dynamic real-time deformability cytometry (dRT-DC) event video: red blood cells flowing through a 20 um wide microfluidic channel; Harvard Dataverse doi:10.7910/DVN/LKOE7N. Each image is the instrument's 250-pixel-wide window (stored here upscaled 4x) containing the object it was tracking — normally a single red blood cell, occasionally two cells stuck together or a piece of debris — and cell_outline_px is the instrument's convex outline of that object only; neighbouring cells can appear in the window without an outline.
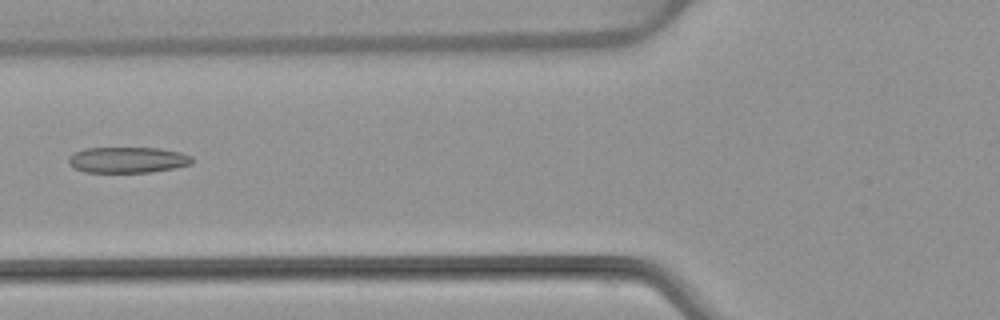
{"species": "common noctule bat (a hibernating species)", "species_latin": "Nyctalus noctula", "temperature_condition": "warm", "stored_images_in_passage": 5, "camera_frame_rate_fps": 3000, "um_per_image_px": 0.085, "animal": {"sex": "female", "body_mass_g": 22.7, "forearm_length_mm": 54.2}, "frame": {"image": 1, "passage_image": 5, "time_ms": 5.667, "image_size_px": [1000, 320], "cell_outline_px": [[192, 164], [172, 168], [148, 172], [84, 172], [68, 164], [68, 156], [72, 152], [84, 148], [160, 148], [180, 152], [192, 156]], "centroid_in_image_um": [10.8, 13.58], "position_along_channel_um": 115.0, "area_um2": 18.67}}